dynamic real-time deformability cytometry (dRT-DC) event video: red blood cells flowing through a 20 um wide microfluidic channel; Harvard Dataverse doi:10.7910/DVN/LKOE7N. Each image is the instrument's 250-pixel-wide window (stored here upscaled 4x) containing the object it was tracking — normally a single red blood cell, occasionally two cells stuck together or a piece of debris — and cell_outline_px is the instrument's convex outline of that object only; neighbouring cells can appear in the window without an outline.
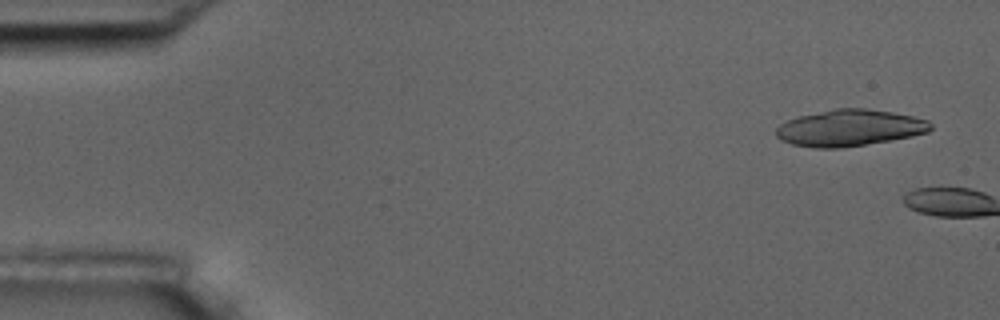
{"species": "common noctule bat (a hibernating species)", "species_latin": "Nyctalus noctula", "temperature_condition": "room temperature", "stored_images_in_passage": 5, "camera_frame_rate_fps": 3000, "um_per_image_px": 0.085, "animal": {"sex": "male", "body_mass_g": 17.5, "forearm_length_mm": 52.3}, "frame": {"image": 1, "passage_image": 3, "time_ms": 0.667, "image_size_px": [1000, 320], "cell_outline_px": [[932, 128], [928, 132], [912, 136], [892, 140], [840, 148], [816, 148], [792, 144], [780, 140], [776, 136], [776, 128], [780, 124], [796, 116], [836, 108], [868, 108], [892, 112], [912, 116], [928, 120], [932, 124]], "centroid_in_image_um": [72.21, 10.87], "position_along_channel_um": 12.8, "area_um2": 33.0}}